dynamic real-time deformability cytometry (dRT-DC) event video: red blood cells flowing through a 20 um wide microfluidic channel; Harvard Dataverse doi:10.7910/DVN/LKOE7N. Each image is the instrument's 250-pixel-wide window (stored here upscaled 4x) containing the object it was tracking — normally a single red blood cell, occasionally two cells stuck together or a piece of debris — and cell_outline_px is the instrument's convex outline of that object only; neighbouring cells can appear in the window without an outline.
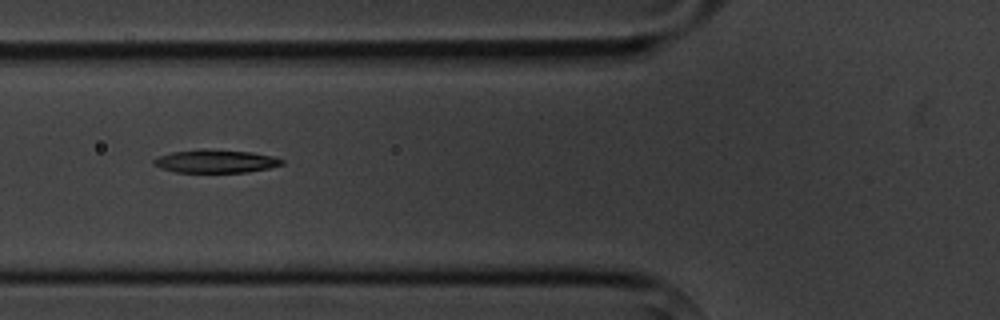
{"species": "common noctule bat (a hibernating species)", "species_latin": "Nyctalus noctula", "temperature_condition": "cold", "stored_images_in_passage": 8, "camera_frame_rate_fps": 3000, "um_per_image_px": 0.085, "animal": {"sex": "male", "body_mass_g": 20.1, "forearm_length_mm": 53.5}, "frame": {"image": 1, "passage_image": 7, "time_ms": 7.0, "image_size_px": [1000, 320], "cell_outline_px": [[284, 164], [268, 168], [248, 172], [176, 172], [160, 168], [152, 164], [152, 160], [160, 156], [172, 152], [204, 148], [252, 152], [272, 156], [284, 160]], "centroid_in_image_um": [18.32, 13.7], "position_along_channel_um": 107.5, "area_um2": 17.34}}
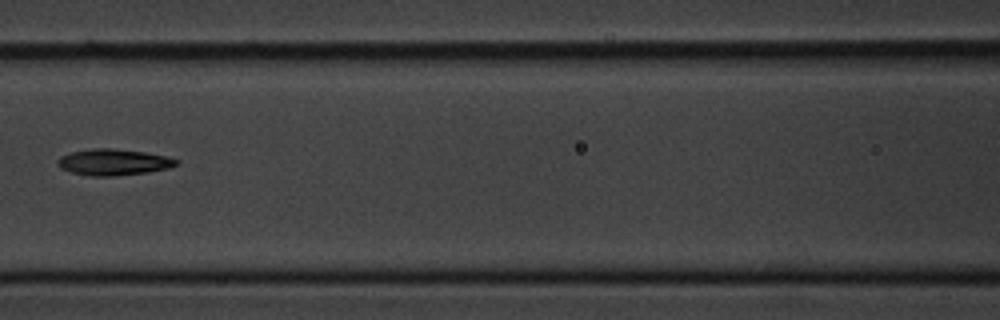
{"frame": {"image": 2, "passage_image": 8, "time_ms": 8.333, "image_size_px": [1000, 320], "cell_outline_px": [[180, 160], [176, 164], [168, 168], [148, 172], [116, 176], [92, 176], [72, 172], [60, 168], [56, 164], [56, 160], [60, 156], [72, 152], [92, 148], [112, 148], [144, 152], [168, 156]], "centroid_in_image_um": [9.63, 13.78], "position_along_channel_um": 157.0, "area_um2": 18.21}}